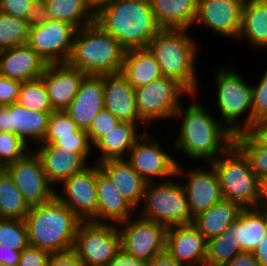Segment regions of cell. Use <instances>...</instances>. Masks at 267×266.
Masks as SVG:
<instances>
[{
  "mask_svg": "<svg viewBox=\"0 0 267 266\" xmlns=\"http://www.w3.org/2000/svg\"><path fill=\"white\" fill-rule=\"evenodd\" d=\"M219 68L216 70V85H214L217 90L216 107L221 113L219 120L233 135H236L245 132L253 123L252 85L248 84L236 70ZM243 115L245 119L239 122V118Z\"/></svg>",
  "mask_w": 267,
  "mask_h": 266,
  "instance_id": "obj_7",
  "label": "cell"
},
{
  "mask_svg": "<svg viewBox=\"0 0 267 266\" xmlns=\"http://www.w3.org/2000/svg\"><path fill=\"white\" fill-rule=\"evenodd\" d=\"M117 0H88L90 8L94 13L98 12L102 7L113 3Z\"/></svg>",
  "mask_w": 267,
  "mask_h": 266,
  "instance_id": "obj_58",
  "label": "cell"
},
{
  "mask_svg": "<svg viewBox=\"0 0 267 266\" xmlns=\"http://www.w3.org/2000/svg\"><path fill=\"white\" fill-rule=\"evenodd\" d=\"M139 123L120 121L116 127L102 137L93 149L99 150L101 154L96 160V164L106 160L126 159L129 151L135 142L143 135L139 133ZM126 157H125V156Z\"/></svg>",
  "mask_w": 267,
  "mask_h": 266,
  "instance_id": "obj_26",
  "label": "cell"
},
{
  "mask_svg": "<svg viewBox=\"0 0 267 266\" xmlns=\"http://www.w3.org/2000/svg\"><path fill=\"white\" fill-rule=\"evenodd\" d=\"M209 163L216 171L224 200L237 203L243 209L259 207L260 180L235 143Z\"/></svg>",
  "mask_w": 267,
  "mask_h": 266,
  "instance_id": "obj_6",
  "label": "cell"
},
{
  "mask_svg": "<svg viewBox=\"0 0 267 266\" xmlns=\"http://www.w3.org/2000/svg\"><path fill=\"white\" fill-rule=\"evenodd\" d=\"M77 29L71 24L49 19L29 29L27 44L47 63H67L73 49Z\"/></svg>",
  "mask_w": 267,
  "mask_h": 266,
  "instance_id": "obj_14",
  "label": "cell"
},
{
  "mask_svg": "<svg viewBox=\"0 0 267 266\" xmlns=\"http://www.w3.org/2000/svg\"><path fill=\"white\" fill-rule=\"evenodd\" d=\"M147 262L128 254L122 248L106 266H146Z\"/></svg>",
  "mask_w": 267,
  "mask_h": 266,
  "instance_id": "obj_51",
  "label": "cell"
},
{
  "mask_svg": "<svg viewBox=\"0 0 267 266\" xmlns=\"http://www.w3.org/2000/svg\"><path fill=\"white\" fill-rule=\"evenodd\" d=\"M253 254L260 263V266H267V231L259 245L253 250Z\"/></svg>",
  "mask_w": 267,
  "mask_h": 266,
  "instance_id": "obj_55",
  "label": "cell"
},
{
  "mask_svg": "<svg viewBox=\"0 0 267 266\" xmlns=\"http://www.w3.org/2000/svg\"><path fill=\"white\" fill-rule=\"evenodd\" d=\"M126 49L95 22L76 31L68 64L85 75L101 76L122 70Z\"/></svg>",
  "mask_w": 267,
  "mask_h": 266,
  "instance_id": "obj_5",
  "label": "cell"
},
{
  "mask_svg": "<svg viewBox=\"0 0 267 266\" xmlns=\"http://www.w3.org/2000/svg\"><path fill=\"white\" fill-rule=\"evenodd\" d=\"M236 230L242 252H253L267 231V209H243L236 220Z\"/></svg>",
  "mask_w": 267,
  "mask_h": 266,
  "instance_id": "obj_32",
  "label": "cell"
},
{
  "mask_svg": "<svg viewBox=\"0 0 267 266\" xmlns=\"http://www.w3.org/2000/svg\"><path fill=\"white\" fill-rule=\"evenodd\" d=\"M119 122L120 120L110 111L102 109L86 130L92 146L113 130Z\"/></svg>",
  "mask_w": 267,
  "mask_h": 266,
  "instance_id": "obj_43",
  "label": "cell"
},
{
  "mask_svg": "<svg viewBox=\"0 0 267 266\" xmlns=\"http://www.w3.org/2000/svg\"><path fill=\"white\" fill-rule=\"evenodd\" d=\"M175 178L176 176L166 181L147 182L142 200L144 202L138 208L137 214L141 209V217L166 228L192 224L185 189L182 182Z\"/></svg>",
  "mask_w": 267,
  "mask_h": 266,
  "instance_id": "obj_8",
  "label": "cell"
},
{
  "mask_svg": "<svg viewBox=\"0 0 267 266\" xmlns=\"http://www.w3.org/2000/svg\"><path fill=\"white\" fill-rule=\"evenodd\" d=\"M223 266H260L253 252H241Z\"/></svg>",
  "mask_w": 267,
  "mask_h": 266,
  "instance_id": "obj_52",
  "label": "cell"
},
{
  "mask_svg": "<svg viewBox=\"0 0 267 266\" xmlns=\"http://www.w3.org/2000/svg\"><path fill=\"white\" fill-rule=\"evenodd\" d=\"M102 109H104L103 75H86L78 93L65 111L80 129L87 130Z\"/></svg>",
  "mask_w": 267,
  "mask_h": 266,
  "instance_id": "obj_22",
  "label": "cell"
},
{
  "mask_svg": "<svg viewBox=\"0 0 267 266\" xmlns=\"http://www.w3.org/2000/svg\"><path fill=\"white\" fill-rule=\"evenodd\" d=\"M19 136L10 132H0V164L4 166L16 162L32 149Z\"/></svg>",
  "mask_w": 267,
  "mask_h": 266,
  "instance_id": "obj_41",
  "label": "cell"
},
{
  "mask_svg": "<svg viewBox=\"0 0 267 266\" xmlns=\"http://www.w3.org/2000/svg\"><path fill=\"white\" fill-rule=\"evenodd\" d=\"M16 187L31 207L44 204L55 197V189L48 181L40 158L32 149L24 157L5 166Z\"/></svg>",
  "mask_w": 267,
  "mask_h": 266,
  "instance_id": "obj_13",
  "label": "cell"
},
{
  "mask_svg": "<svg viewBox=\"0 0 267 266\" xmlns=\"http://www.w3.org/2000/svg\"><path fill=\"white\" fill-rule=\"evenodd\" d=\"M190 94L176 80L160 77L149 84L135 88V101L139 117L149 126L152 121L173 119L181 106L182 97Z\"/></svg>",
  "mask_w": 267,
  "mask_h": 266,
  "instance_id": "obj_9",
  "label": "cell"
},
{
  "mask_svg": "<svg viewBox=\"0 0 267 266\" xmlns=\"http://www.w3.org/2000/svg\"><path fill=\"white\" fill-rule=\"evenodd\" d=\"M17 103L31 111L54 112L42 78L22 82Z\"/></svg>",
  "mask_w": 267,
  "mask_h": 266,
  "instance_id": "obj_36",
  "label": "cell"
},
{
  "mask_svg": "<svg viewBox=\"0 0 267 266\" xmlns=\"http://www.w3.org/2000/svg\"><path fill=\"white\" fill-rule=\"evenodd\" d=\"M99 169L113 183L122 197L137 211L142 204L147 182L125 160H106Z\"/></svg>",
  "mask_w": 267,
  "mask_h": 266,
  "instance_id": "obj_25",
  "label": "cell"
},
{
  "mask_svg": "<svg viewBox=\"0 0 267 266\" xmlns=\"http://www.w3.org/2000/svg\"><path fill=\"white\" fill-rule=\"evenodd\" d=\"M48 266H84V264L71 250L63 253L50 254Z\"/></svg>",
  "mask_w": 267,
  "mask_h": 266,
  "instance_id": "obj_49",
  "label": "cell"
},
{
  "mask_svg": "<svg viewBox=\"0 0 267 266\" xmlns=\"http://www.w3.org/2000/svg\"><path fill=\"white\" fill-rule=\"evenodd\" d=\"M0 132H9V105L0 106Z\"/></svg>",
  "mask_w": 267,
  "mask_h": 266,
  "instance_id": "obj_56",
  "label": "cell"
},
{
  "mask_svg": "<svg viewBox=\"0 0 267 266\" xmlns=\"http://www.w3.org/2000/svg\"><path fill=\"white\" fill-rule=\"evenodd\" d=\"M95 23L126 50L147 48L162 29L154 19L150 0H117L95 13Z\"/></svg>",
  "mask_w": 267,
  "mask_h": 266,
  "instance_id": "obj_2",
  "label": "cell"
},
{
  "mask_svg": "<svg viewBox=\"0 0 267 266\" xmlns=\"http://www.w3.org/2000/svg\"><path fill=\"white\" fill-rule=\"evenodd\" d=\"M60 186L62 192L55 191V197L81 221H91L96 216V163H90L80 174L70 176Z\"/></svg>",
  "mask_w": 267,
  "mask_h": 266,
  "instance_id": "obj_16",
  "label": "cell"
},
{
  "mask_svg": "<svg viewBox=\"0 0 267 266\" xmlns=\"http://www.w3.org/2000/svg\"><path fill=\"white\" fill-rule=\"evenodd\" d=\"M53 144L63 150L78 153L87 163L93 149L87 131L84 129H79L74 135L60 136Z\"/></svg>",
  "mask_w": 267,
  "mask_h": 266,
  "instance_id": "obj_42",
  "label": "cell"
},
{
  "mask_svg": "<svg viewBox=\"0 0 267 266\" xmlns=\"http://www.w3.org/2000/svg\"><path fill=\"white\" fill-rule=\"evenodd\" d=\"M253 122L267 117V68L260 81L252 84Z\"/></svg>",
  "mask_w": 267,
  "mask_h": 266,
  "instance_id": "obj_44",
  "label": "cell"
},
{
  "mask_svg": "<svg viewBox=\"0 0 267 266\" xmlns=\"http://www.w3.org/2000/svg\"><path fill=\"white\" fill-rule=\"evenodd\" d=\"M29 29L26 20L0 12V51L27 44Z\"/></svg>",
  "mask_w": 267,
  "mask_h": 266,
  "instance_id": "obj_37",
  "label": "cell"
},
{
  "mask_svg": "<svg viewBox=\"0 0 267 266\" xmlns=\"http://www.w3.org/2000/svg\"><path fill=\"white\" fill-rule=\"evenodd\" d=\"M243 37L251 47L267 49V0H245L237 38Z\"/></svg>",
  "mask_w": 267,
  "mask_h": 266,
  "instance_id": "obj_31",
  "label": "cell"
},
{
  "mask_svg": "<svg viewBox=\"0 0 267 266\" xmlns=\"http://www.w3.org/2000/svg\"><path fill=\"white\" fill-rule=\"evenodd\" d=\"M187 29H161L147 48L158 62L162 75L176 80L190 94H199L196 70L198 44ZM199 86V87H198Z\"/></svg>",
  "mask_w": 267,
  "mask_h": 266,
  "instance_id": "obj_4",
  "label": "cell"
},
{
  "mask_svg": "<svg viewBox=\"0 0 267 266\" xmlns=\"http://www.w3.org/2000/svg\"><path fill=\"white\" fill-rule=\"evenodd\" d=\"M79 129L66 111H54L49 116L47 132L41 144L53 143L60 136L74 135Z\"/></svg>",
  "mask_w": 267,
  "mask_h": 266,
  "instance_id": "obj_40",
  "label": "cell"
},
{
  "mask_svg": "<svg viewBox=\"0 0 267 266\" xmlns=\"http://www.w3.org/2000/svg\"><path fill=\"white\" fill-rule=\"evenodd\" d=\"M121 73L134 89L163 76L158 62L148 48L127 49Z\"/></svg>",
  "mask_w": 267,
  "mask_h": 266,
  "instance_id": "obj_29",
  "label": "cell"
},
{
  "mask_svg": "<svg viewBox=\"0 0 267 266\" xmlns=\"http://www.w3.org/2000/svg\"><path fill=\"white\" fill-rule=\"evenodd\" d=\"M49 257L47 251L28 245L20 254L18 266H48Z\"/></svg>",
  "mask_w": 267,
  "mask_h": 266,
  "instance_id": "obj_46",
  "label": "cell"
},
{
  "mask_svg": "<svg viewBox=\"0 0 267 266\" xmlns=\"http://www.w3.org/2000/svg\"><path fill=\"white\" fill-rule=\"evenodd\" d=\"M34 151L40 158L46 177L53 187L72 175L80 174L90 165L78 153L63 150L53 143L39 144Z\"/></svg>",
  "mask_w": 267,
  "mask_h": 266,
  "instance_id": "obj_21",
  "label": "cell"
},
{
  "mask_svg": "<svg viewBox=\"0 0 267 266\" xmlns=\"http://www.w3.org/2000/svg\"><path fill=\"white\" fill-rule=\"evenodd\" d=\"M30 206L5 171L0 177V218L24 220Z\"/></svg>",
  "mask_w": 267,
  "mask_h": 266,
  "instance_id": "obj_35",
  "label": "cell"
},
{
  "mask_svg": "<svg viewBox=\"0 0 267 266\" xmlns=\"http://www.w3.org/2000/svg\"><path fill=\"white\" fill-rule=\"evenodd\" d=\"M146 266H185L172 257L167 250L160 252L147 262Z\"/></svg>",
  "mask_w": 267,
  "mask_h": 266,
  "instance_id": "obj_54",
  "label": "cell"
},
{
  "mask_svg": "<svg viewBox=\"0 0 267 266\" xmlns=\"http://www.w3.org/2000/svg\"><path fill=\"white\" fill-rule=\"evenodd\" d=\"M50 114L31 111L13 103L9 105V132L19 136L27 145L31 146V141L41 144L47 132Z\"/></svg>",
  "mask_w": 267,
  "mask_h": 266,
  "instance_id": "obj_27",
  "label": "cell"
},
{
  "mask_svg": "<svg viewBox=\"0 0 267 266\" xmlns=\"http://www.w3.org/2000/svg\"><path fill=\"white\" fill-rule=\"evenodd\" d=\"M121 249L118 225L81 221L72 251L84 266H106Z\"/></svg>",
  "mask_w": 267,
  "mask_h": 266,
  "instance_id": "obj_10",
  "label": "cell"
},
{
  "mask_svg": "<svg viewBox=\"0 0 267 266\" xmlns=\"http://www.w3.org/2000/svg\"><path fill=\"white\" fill-rule=\"evenodd\" d=\"M150 4L161 28L188 30L194 27L197 0H150Z\"/></svg>",
  "mask_w": 267,
  "mask_h": 266,
  "instance_id": "obj_28",
  "label": "cell"
},
{
  "mask_svg": "<svg viewBox=\"0 0 267 266\" xmlns=\"http://www.w3.org/2000/svg\"><path fill=\"white\" fill-rule=\"evenodd\" d=\"M22 81L10 79L0 74V106L17 103Z\"/></svg>",
  "mask_w": 267,
  "mask_h": 266,
  "instance_id": "obj_45",
  "label": "cell"
},
{
  "mask_svg": "<svg viewBox=\"0 0 267 266\" xmlns=\"http://www.w3.org/2000/svg\"><path fill=\"white\" fill-rule=\"evenodd\" d=\"M49 19L45 0H32L25 19L29 28L41 26Z\"/></svg>",
  "mask_w": 267,
  "mask_h": 266,
  "instance_id": "obj_47",
  "label": "cell"
},
{
  "mask_svg": "<svg viewBox=\"0 0 267 266\" xmlns=\"http://www.w3.org/2000/svg\"><path fill=\"white\" fill-rule=\"evenodd\" d=\"M5 172V166L3 164H0V177Z\"/></svg>",
  "mask_w": 267,
  "mask_h": 266,
  "instance_id": "obj_59",
  "label": "cell"
},
{
  "mask_svg": "<svg viewBox=\"0 0 267 266\" xmlns=\"http://www.w3.org/2000/svg\"><path fill=\"white\" fill-rule=\"evenodd\" d=\"M0 244L16 251L29 245L25 220L0 218Z\"/></svg>",
  "mask_w": 267,
  "mask_h": 266,
  "instance_id": "obj_39",
  "label": "cell"
},
{
  "mask_svg": "<svg viewBox=\"0 0 267 266\" xmlns=\"http://www.w3.org/2000/svg\"><path fill=\"white\" fill-rule=\"evenodd\" d=\"M96 190L98 196L97 214L91 220L92 222L118 225L137 213L99 169L98 164H96Z\"/></svg>",
  "mask_w": 267,
  "mask_h": 266,
  "instance_id": "obj_23",
  "label": "cell"
},
{
  "mask_svg": "<svg viewBox=\"0 0 267 266\" xmlns=\"http://www.w3.org/2000/svg\"><path fill=\"white\" fill-rule=\"evenodd\" d=\"M181 164L180 162L177 164L176 177L183 175V179L186 180L182 186L185 189L189 213L193 219L222 201L223 195L216 171L210 163H206L209 165L208 170L204 169L205 166H198L194 169L189 167L186 171Z\"/></svg>",
  "mask_w": 267,
  "mask_h": 266,
  "instance_id": "obj_15",
  "label": "cell"
},
{
  "mask_svg": "<svg viewBox=\"0 0 267 266\" xmlns=\"http://www.w3.org/2000/svg\"><path fill=\"white\" fill-rule=\"evenodd\" d=\"M234 143L247 156L259 180L267 175V148L261 147L246 131L234 135Z\"/></svg>",
  "mask_w": 267,
  "mask_h": 266,
  "instance_id": "obj_38",
  "label": "cell"
},
{
  "mask_svg": "<svg viewBox=\"0 0 267 266\" xmlns=\"http://www.w3.org/2000/svg\"><path fill=\"white\" fill-rule=\"evenodd\" d=\"M241 252L234 221L222 234L207 240L204 266H223Z\"/></svg>",
  "mask_w": 267,
  "mask_h": 266,
  "instance_id": "obj_34",
  "label": "cell"
},
{
  "mask_svg": "<svg viewBox=\"0 0 267 266\" xmlns=\"http://www.w3.org/2000/svg\"><path fill=\"white\" fill-rule=\"evenodd\" d=\"M135 216L138 217L133 215L118 224L121 248L137 259L148 262L165 250L167 228L140 215Z\"/></svg>",
  "mask_w": 267,
  "mask_h": 266,
  "instance_id": "obj_11",
  "label": "cell"
},
{
  "mask_svg": "<svg viewBox=\"0 0 267 266\" xmlns=\"http://www.w3.org/2000/svg\"><path fill=\"white\" fill-rule=\"evenodd\" d=\"M47 63L28 45L0 51V74L22 82L41 78Z\"/></svg>",
  "mask_w": 267,
  "mask_h": 266,
  "instance_id": "obj_24",
  "label": "cell"
},
{
  "mask_svg": "<svg viewBox=\"0 0 267 266\" xmlns=\"http://www.w3.org/2000/svg\"><path fill=\"white\" fill-rule=\"evenodd\" d=\"M29 245L49 254L73 249L76 231L81 220L56 197L31 206L25 217Z\"/></svg>",
  "mask_w": 267,
  "mask_h": 266,
  "instance_id": "obj_3",
  "label": "cell"
},
{
  "mask_svg": "<svg viewBox=\"0 0 267 266\" xmlns=\"http://www.w3.org/2000/svg\"><path fill=\"white\" fill-rule=\"evenodd\" d=\"M21 252L0 244V263L5 266H18Z\"/></svg>",
  "mask_w": 267,
  "mask_h": 266,
  "instance_id": "obj_53",
  "label": "cell"
},
{
  "mask_svg": "<svg viewBox=\"0 0 267 266\" xmlns=\"http://www.w3.org/2000/svg\"><path fill=\"white\" fill-rule=\"evenodd\" d=\"M182 105L174 116L175 120L180 118L181 126L173 150L174 147L176 151L180 150L187 159L209 163L234 143V135L219 119L209 114L205 105L190 102L185 109Z\"/></svg>",
  "mask_w": 267,
  "mask_h": 266,
  "instance_id": "obj_1",
  "label": "cell"
},
{
  "mask_svg": "<svg viewBox=\"0 0 267 266\" xmlns=\"http://www.w3.org/2000/svg\"><path fill=\"white\" fill-rule=\"evenodd\" d=\"M245 0H197L194 25H203L226 38L237 39Z\"/></svg>",
  "mask_w": 267,
  "mask_h": 266,
  "instance_id": "obj_17",
  "label": "cell"
},
{
  "mask_svg": "<svg viewBox=\"0 0 267 266\" xmlns=\"http://www.w3.org/2000/svg\"><path fill=\"white\" fill-rule=\"evenodd\" d=\"M246 132L261 146L267 148V119L254 121Z\"/></svg>",
  "mask_w": 267,
  "mask_h": 266,
  "instance_id": "obj_50",
  "label": "cell"
},
{
  "mask_svg": "<svg viewBox=\"0 0 267 266\" xmlns=\"http://www.w3.org/2000/svg\"><path fill=\"white\" fill-rule=\"evenodd\" d=\"M152 139L155 140L147 131L144 132L125 160L146 182H155L156 179V181L169 180L176 176L179 161L164 151L160 142Z\"/></svg>",
  "mask_w": 267,
  "mask_h": 266,
  "instance_id": "obj_12",
  "label": "cell"
},
{
  "mask_svg": "<svg viewBox=\"0 0 267 266\" xmlns=\"http://www.w3.org/2000/svg\"><path fill=\"white\" fill-rule=\"evenodd\" d=\"M86 75L68 63L48 64L41 78L54 111H65L78 93Z\"/></svg>",
  "mask_w": 267,
  "mask_h": 266,
  "instance_id": "obj_18",
  "label": "cell"
},
{
  "mask_svg": "<svg viewBox=\"0 0 267 266\" xmlns=\"http://www.w3.org/2000/svg\"><path fill=\"white\" fill-rule=\"evenodd\" d=\"M259 207L267 209V175L260 179Z\"/></svg>",
  "mask_w": 267,
  "mask_h": 266,
  "instance_id": "obj_57",
  "label": "cell"
},
{
  "mask_svg": "<svg viewBox=\"0 0 267 266\" xmlns=\"http://www.w3.org/2000/svg\"><path fill=\"white\" fill-rule=\"evenodd\" d=\"M31 1L32 0H0V12L25 20Z\"/></svg>",
  "mask_w": 267,
  "mask_h": 266,
  "instance_id": "obj_48",
  "label": "cell"
},
{
  "mask_svg": "<svg viewBox=\"0 0 267 266\" xmlns=\"http://www.w3.org/2000/svg\"><path fill=\"white\" fill-rule=\"evenodd\" d=\"M104 109L110 111L120 121L142 123L144 132L147 124L139 117L135 89L121 73L103 75Z\"/></svg>",
  "mask_w": 267,
  "mask_h": 266,
  "instance_id": "obj_20",
  "label": "cell"
},
{
  "mask_svg": "<svg viewBox=\"0 0 267 266\" xmlns=\"http://www.w3.org/2000/svg\"><path fill=\"white\" fill-rule=\"evenodd\" d=\"M243 208L229 200H222L193 218L192 225L209 240L222 234L236 221Z\"/></svg>",
  "mask_w": 267,
  "mask_h": 266,
  "instance_id": "obj_30",
  "label": "cell"
},
{
  "mask_svg": "<svg viewBox=\"0 0 267 266\" xmlns=\"http://www.w3.org/2000/svg\"><path fill=\"white\" fill-rule=\"evenodd\" d=\"M207 240L192 225L168 227L165 249L185 266H204Z\"/></svg>",
  "mask_w": 267,
  "mask_h": 266,
  "instance_id": "obj_19",
  "label": "cell"
},
{
  "mask_svg": "<svg viewBox=\"0 0 267 266\" xmlns=\"http://www.w3.org/2000/svg\"><path fill=\"white\" fill-rule=\"evenodd\" d=\"M50 19L64 21L77 30L95 22L88 0H45Z\"/></svg>",
  "mask_w": 267,
  "mask_h": 266,
  "instance_id": "obj_33",
  "label": "cell"
}]
</instances>
